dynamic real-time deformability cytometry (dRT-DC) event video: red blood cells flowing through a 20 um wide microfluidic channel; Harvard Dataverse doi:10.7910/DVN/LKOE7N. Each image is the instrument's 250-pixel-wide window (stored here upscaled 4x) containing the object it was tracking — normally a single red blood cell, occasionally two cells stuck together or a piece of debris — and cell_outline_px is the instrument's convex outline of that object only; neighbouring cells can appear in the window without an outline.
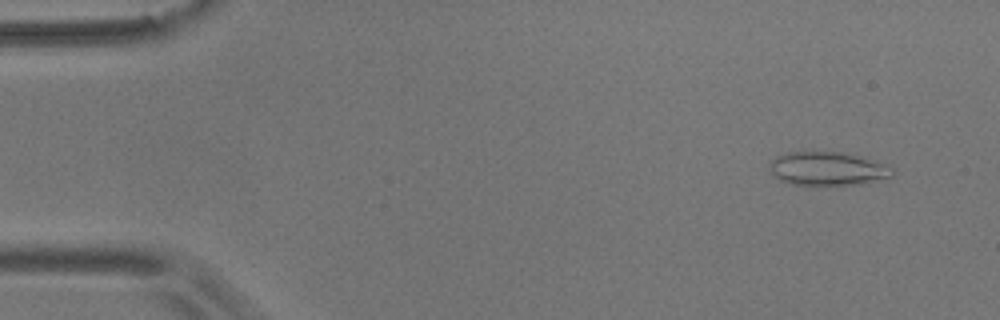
{"species": "common noctule bat (a hibernating species)", "species_latin": "Nyctalus noctula", "temperature_condition": "room temperature", "stored_images_in_passage": 54, "camera_frame_rate_fps": 3000, "um_per_image_px": 0.085, "animal": {"sex": "male", "body_mass_g": 17.9}, "frame": {"image": 1, "passage_image": 4, "time_ms": 1.0, "image_size_px": [1000, 320], "cell_outline_px": [[892, 176], [860, 184], [792, 184], [780, 180], [772, 176], [768, 168], [768, 164], [776, 156], [788, 152], [840, 152], [880, 164], [892, 168]], "centroid_in_image_um": [70.2, 14.34], "position_along_channel_um": 14.8, "area_um2": 23.29}}
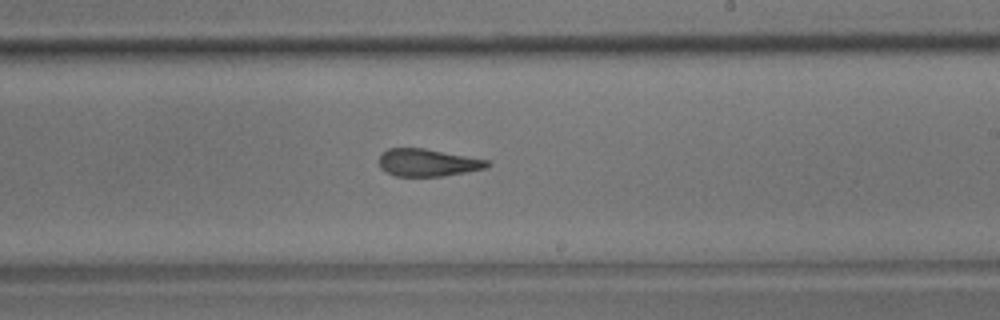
{"frame": {"image": 2, "passage_image": 32, "time_ms": 10.333, "image_size_px": [1000, 320], "cell_outline_px": [[492, 164], [488, 168], [444, 176], [396, 176], [380, 168], [380, 152], [388, 148], [424, 148], [492, 160]], "centroid_in_image_um": [36.42, 13.81], "position_along_channel_um": 252.6, "area_um2": 17.57}}
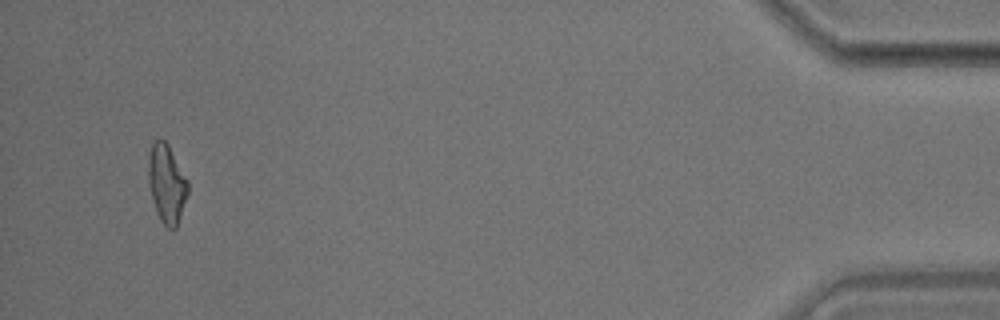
{"frame": {"image": 3, "passage_image": 52, "time_ms": 17.0, "image_size_px": [1000, 320], "cell_outline_px": [[188, 192], [176, 228], [168, 228], [160, 220], [156, 212], [152, 200], [148, 180], [148, 156], [152, 144], [156, 140], [164, 140], [168, 144], [188, 180]], "centroid_in_image_um": [14.16, 15.61], "position_along_channel_um": 421.0, "area_um2": 17.98}, "authors_computed_cell_mechanics": {"area_um2": 18.4671, "velocity_mm_per_s": 3.6727, "shape_relaxation_time_tau1_ms": 9.1387, "shape_relaxation_time_tau2_ms": 2.7889, "deformation_change_tau1": 0.1994, "deformation_change_tau2": 0.1227}}